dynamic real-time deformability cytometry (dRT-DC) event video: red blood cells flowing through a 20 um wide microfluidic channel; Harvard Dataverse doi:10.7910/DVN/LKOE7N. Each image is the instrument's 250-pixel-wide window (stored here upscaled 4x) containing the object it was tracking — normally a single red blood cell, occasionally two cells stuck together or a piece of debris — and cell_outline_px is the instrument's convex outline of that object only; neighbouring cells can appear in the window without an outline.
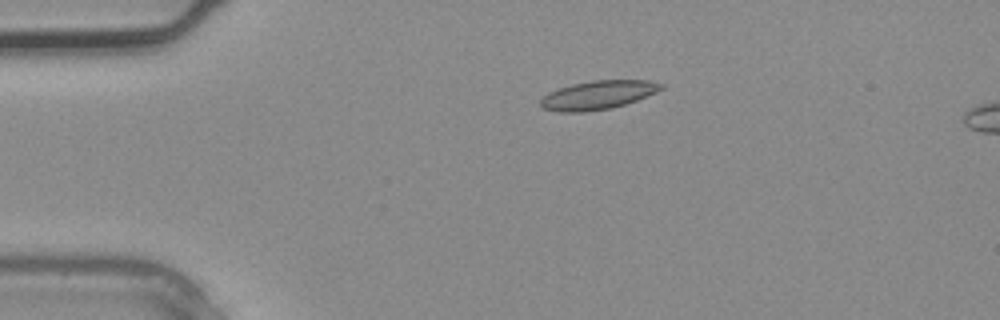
{"species": "common noctule bat (a hibernating species)", "species_latin": "Nyctalus noctula", "temperature_condition": "warm", "stored_images_in_passage": 4, "camera_frame_rate_fps": 3000, "um_per_image_px": 0.085, "animal": {"sex": "male", "body_mass_g": 20.4}, "frame": {"image": 1, "passage_image": 3, "time_ms": 0.667, "image_size_px": [1000, 320], "cell_outline_px": [[664, 88], [656, 92], [636, 100], [612, 108], [584, 112], [560, 112], [544, 108], [540, 104], [540, 100], [548, 92], [572, 84], [592, 80], [648, 80], [664, 84]], "centroid_in_image_um": [50.83, 8.07], "position_along_channel_um": 34.2, "area_um2": 20.06}}